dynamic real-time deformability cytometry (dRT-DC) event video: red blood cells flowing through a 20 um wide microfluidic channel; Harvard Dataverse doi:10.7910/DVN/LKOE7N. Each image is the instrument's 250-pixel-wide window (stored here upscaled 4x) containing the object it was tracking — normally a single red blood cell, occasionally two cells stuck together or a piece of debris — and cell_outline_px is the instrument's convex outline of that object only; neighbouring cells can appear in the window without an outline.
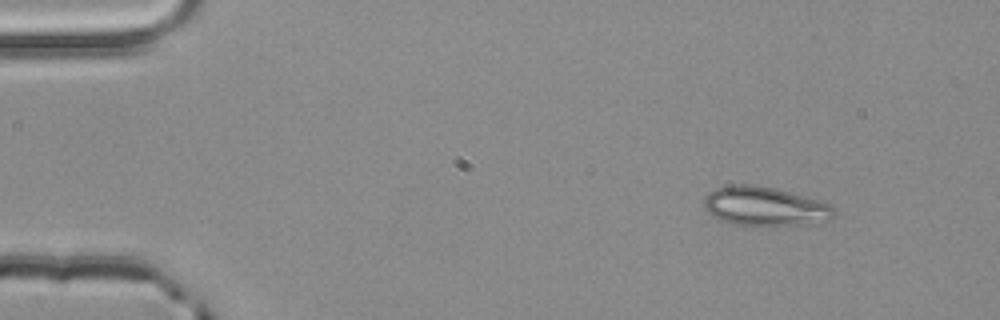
{"species": "common noctule bat (a hibernating species)", "species_latin": "Nyctalus noctula", "temperature_condition": "room temperature", "stored_images_in_passage": 3, "camera_frame_rate_fps": 3000, "um_per_image_px": 0.085, "animal": {"sex": "male", "body_mass_g": 20.4}, "frame": {"image": 1, "passage_image": 1, "time_ms": 0.0, "image_size_px": [1000, 320], "cell_outline_px": [[836, 212], [828, 220], [808, 224], [764, 228], [744, 228], [728, 224], [712, 216], [704, 208], [704, 196], [708, 192], [716, 188], [732, 184], [756, 184], [776, 188], [820, 200], [832, 204], [836, 208]], "centroid_in_image_um": [64.99, 17.58], "position_along_channel_um": 20.0, "area_um2": 31.15}}